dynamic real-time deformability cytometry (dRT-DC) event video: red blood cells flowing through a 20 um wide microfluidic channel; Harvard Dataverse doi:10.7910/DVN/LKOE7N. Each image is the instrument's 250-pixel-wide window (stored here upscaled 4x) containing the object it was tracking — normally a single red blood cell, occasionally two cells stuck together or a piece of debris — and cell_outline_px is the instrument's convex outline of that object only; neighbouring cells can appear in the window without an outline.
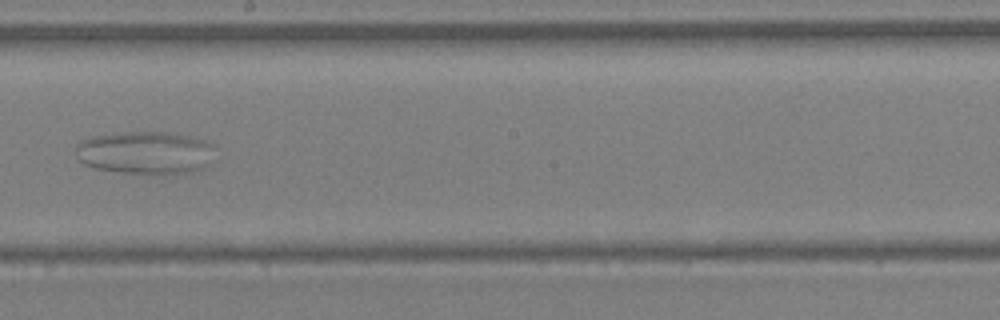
{"species": "Egyptian fruit bat (a non-hibernating species)", "species_latin": "Rousettus aegyptiacus", "temperature_condition": "warm", "stored_images_in_passage": 29, "camera_frame_rate_fps": 3000, "um_per_image_px": 0.085, "animal": {"sex": "female"}, "frame": {"image": 1, "passage_image": 11, "time_ms": 3.333, "image_size_px": [1000, 320], "cell_outline_px": [[216, 160], [204, 168], [192, 172], [152, 176], [120, 172], [96, 168], [84, 164], [76, 156], [76, 144], [80, 140], [92, 136], [124, 132], [168, 132], [188, 136], [204, 140], [212, 144], [216, 148]], "centroid_in_image_um": [12.43, 13.01], "position_along_channel_um": 235.8, "area_um2": 35.84}}
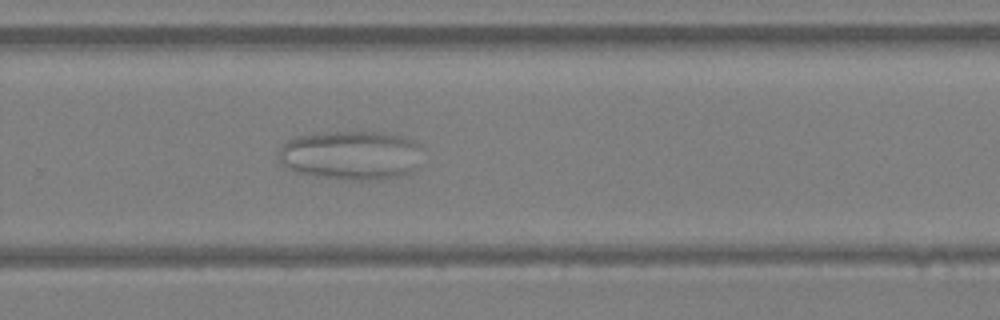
{"frame": {"image": 2, "passage_image": 15, "time_ms": 4.667, "image_size_px": [1000, 320], "cell_outline_px": [[420, 148], [416, 168], [400, 176], [372, 180], [352, 180], [316, 176], [296, 172], [280, 164], [280, 148], [288, 140], [300, 136], [328, 132], [384, 132], [404, 136], [420, 144]], "centroid_in_image_um": [29.84, 13.19], "position_along_channel_um": 300.0, "area_um2": 40.98}}